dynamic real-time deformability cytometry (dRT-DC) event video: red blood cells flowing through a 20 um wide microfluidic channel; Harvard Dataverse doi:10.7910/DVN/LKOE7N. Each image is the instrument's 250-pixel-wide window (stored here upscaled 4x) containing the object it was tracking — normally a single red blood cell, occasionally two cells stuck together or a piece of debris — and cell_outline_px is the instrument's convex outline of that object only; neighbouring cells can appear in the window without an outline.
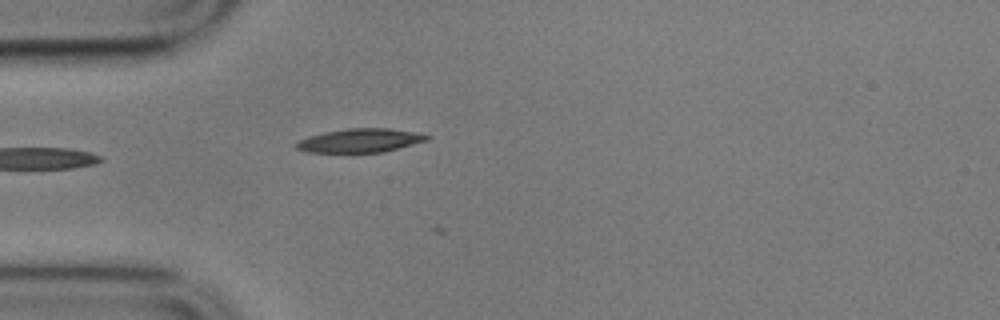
{"species": "common noctule bat (a hibernating species)", "species_latin": "Nyctalus noctula", "temperature_condition": "cold", "stored_images_in_passage": 2, "camera_frame_rate_fps": 3000, "um_per_image_px": 0.085, "animal": {"sex": "male", "body_mass_g": 17.9}, "frame": {"image": 1, "passage_image": 2, "time_ms": 0.333, "image_size_px": [1000, 320], "cell_outline_px": [[432, 136], [428, 140], [384, 152], [304, 152], [296, 148], [292, 144], [308, 136], [324, 132], [348, 128], [388, 128], [412, 132]], "centroid_in_image_um": [30.56, 11.94], "position_along_channel_um": 54.4, "area_um2": 18.03}}